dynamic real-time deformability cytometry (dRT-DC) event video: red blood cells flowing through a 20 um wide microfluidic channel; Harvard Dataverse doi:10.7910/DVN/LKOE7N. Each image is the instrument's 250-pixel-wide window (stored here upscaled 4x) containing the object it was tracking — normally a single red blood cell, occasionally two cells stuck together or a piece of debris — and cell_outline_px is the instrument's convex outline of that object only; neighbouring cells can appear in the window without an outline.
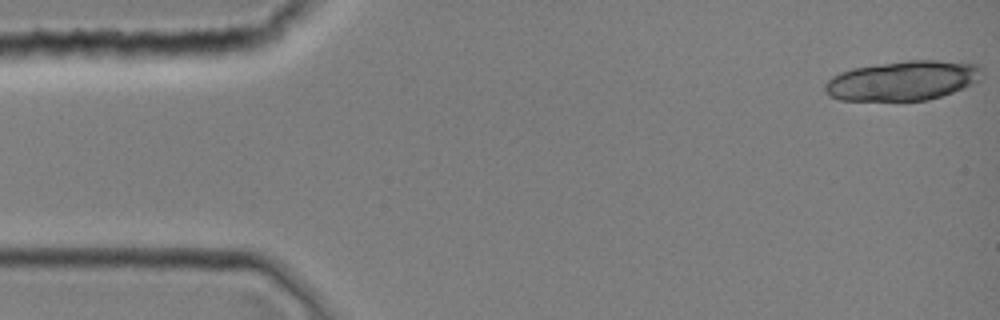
{"species": "common noctule bat (a hibernating species)", "species_latin": "Nyctalus noctula", "temperature_condition": "room temperature", "stored_images_in_passage": 11, "camera_frame_rate_fps": 3000, "um_per_image_px": 0.085, "animal": {"sex": "female", "body_mass_g": 19.0, "forearm_length_mm": 51.5}, "frame": {"image": 1, "passage_image": 1, "time_ms": 0.0, "image_size_px": [1000, 320], "cell_outline_px": [[984, 76], [976, 84], [928, 100], [840, 100], [828, 96], [824, 88], [824, 84], [832, 76], [840, 72], [852, 68], [876, 64], [908, 60], [936, 60], [980, 64], [984, 68]], "centroid_in_image_um": [76.79, 6.84], "position_along_channel_um": 8.2, "area_um2": 36.76}}